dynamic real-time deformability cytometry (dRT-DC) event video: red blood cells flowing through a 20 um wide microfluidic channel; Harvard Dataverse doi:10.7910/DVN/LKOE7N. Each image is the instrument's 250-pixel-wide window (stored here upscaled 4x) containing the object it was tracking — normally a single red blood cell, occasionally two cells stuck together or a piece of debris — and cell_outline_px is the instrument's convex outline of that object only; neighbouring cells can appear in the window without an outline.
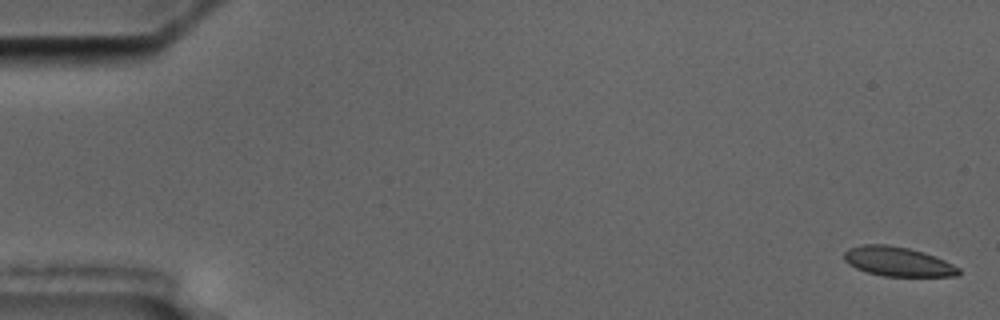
{"species": "common noctule bat (a hibernating species)", "species_latin": "Nyctalus noctula", "temperature_condition": "cold", "stored_images_in_passage": 5, "camera_frame_rate_fps": 3000, "um_per_image_px": 0.085, "animal": {"sex": "male", "body_mass_g": 17.5, "forearm_length_mm": 52.3}, "frame": {"image": 1, "passage_image": 1, "time_ms": 0.0, "image_size_px": [1000, 320], "cell_outline_px": [[960, 272], [956, 276], [884, 276], [868, 272], [856, 268], [848, 264], [844, 260], [844, 252], [848, 248], [860, 244], [888, 244], [908, 248], [924, 252], [944, 260], [960, 268]], "centroid_in_image_um": [76.28, 22.22], "position_along_channel_um": 8.7, "area_um2": 19.65}}
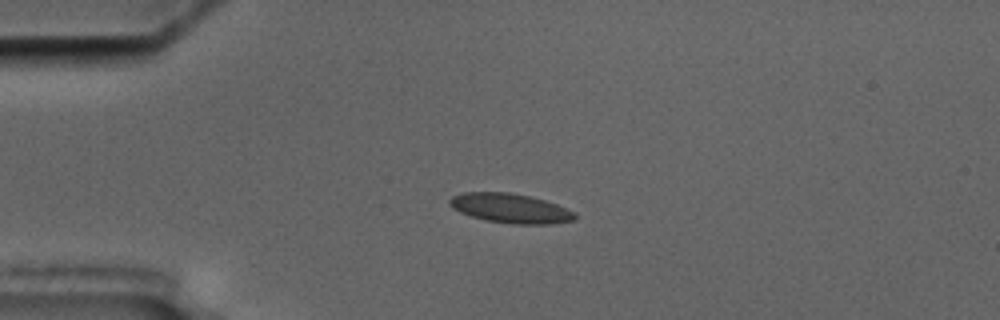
{"frame": {"image": 2, "passage_image": 4, "time_ms": 4.333, "image_size_px": [1000, 320], "cell_outline_px": [[576, 220], [548, 224], [512, 224], [488, 220], [472, 216], [460, 212], [452, 208], [448, 204], [448, 200], [452, 196], [460, 192], [508, 192], [528, 196], [544, 200], [556, 204], [576, 212]], "centroid_in_image_um": [43.37, 17.7], "position_along_channel_um": 41.6, "area_um2": 21.5}}